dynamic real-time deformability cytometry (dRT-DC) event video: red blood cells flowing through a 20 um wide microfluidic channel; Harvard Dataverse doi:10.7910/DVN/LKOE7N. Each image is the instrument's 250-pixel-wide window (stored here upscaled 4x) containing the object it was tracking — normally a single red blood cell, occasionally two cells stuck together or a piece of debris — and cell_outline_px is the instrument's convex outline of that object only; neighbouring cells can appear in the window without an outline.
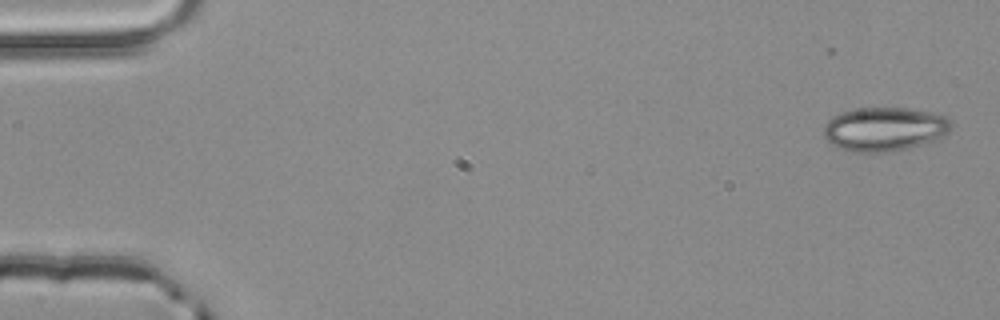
{"species": "common noctule bat (a hibernating species)", "species_latin": "Nyctalus noctula", "temperature_condition": "room temperature", "stored_images_in_passage": 5, "camera_frame_rate_fps": 3000, "um_per_image_px": 0.085, "animal": {"sex": "male", "body_mass_g": 20.4}, "frame": {"image": 1, "passage_image": 2, "time_ms": 0.333, "image_size_px": [1000, 320], "cell_outline_px": [[952, 128], [944, 136], [908, 148], [884, 152], [852, 152], [836, 148], [824, 136], [824, 124], [832, 116], [844, 112], [860, 108], [908, 108], [944, 116], [952, 120]], "centroid_in_image_um": [75.16, 10.98], "position_along_channel_um": 9.8, "area_um2": 32.43}}